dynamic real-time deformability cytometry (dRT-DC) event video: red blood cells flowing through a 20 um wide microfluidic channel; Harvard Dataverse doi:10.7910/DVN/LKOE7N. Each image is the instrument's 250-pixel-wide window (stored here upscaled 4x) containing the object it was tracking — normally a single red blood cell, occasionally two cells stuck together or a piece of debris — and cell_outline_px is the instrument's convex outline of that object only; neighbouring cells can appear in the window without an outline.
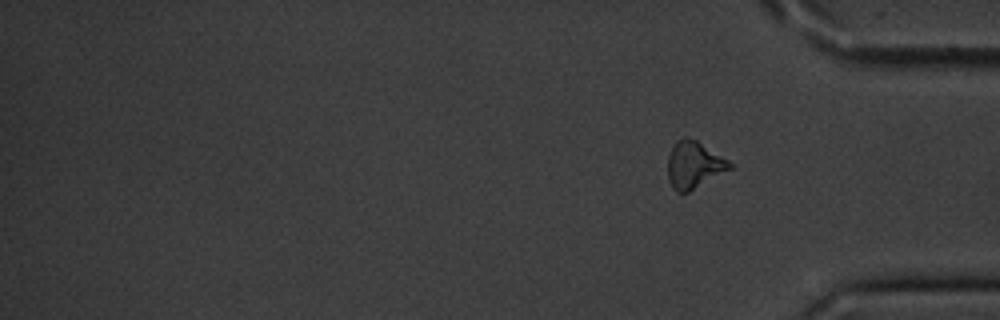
{"species": "common noctule bat (a hibernating species)", "species_latin": "Nyctalus noctula", "temperature_condition": "cold", "stored_images_in_passage": 15, "segment_of_instrument_passage": [2, 2], "camera_frame_rate_fps": 3000, "um_per_image_px": 0.085, "animal": {"sex": "male", "body_mass_g": 20.1, "forearm_length_mm": 53.5}, "frame": {"image": 1, "passage_image": 15, "time_ms": 18.333, "image_size_px": [1000, 320], "cell_outline_px": [[732, 168], [688, 192], [676, 192], [672, 188], [668, 180], [668, 156], [672, 148], [684, 136], [696, 140], [728, 160], [732, 164]], "centroid_in_image_um": [58.97, 14.03], "position_along_channel_um": 376.2, "area_um2": 16.65}}